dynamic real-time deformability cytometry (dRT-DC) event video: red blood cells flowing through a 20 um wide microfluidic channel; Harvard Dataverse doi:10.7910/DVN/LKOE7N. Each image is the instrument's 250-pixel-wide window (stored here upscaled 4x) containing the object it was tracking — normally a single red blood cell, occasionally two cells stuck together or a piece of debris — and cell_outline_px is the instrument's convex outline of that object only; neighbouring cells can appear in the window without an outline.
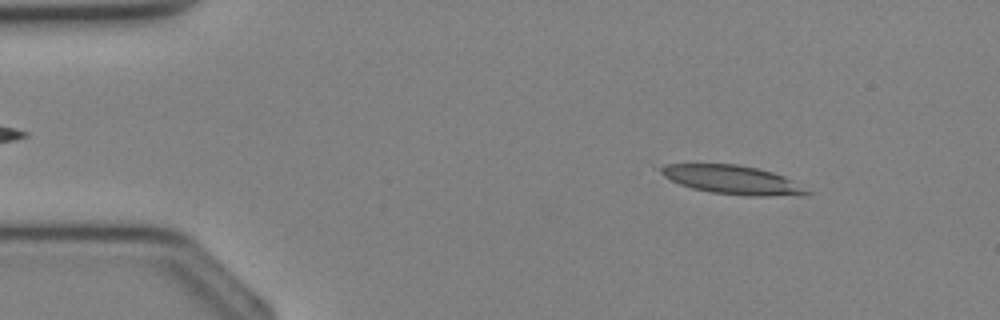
{"species": "Egyptian fruit bat (a non-hibernating species)", "species_latin": "Rousettus aegyptiacus", "temperature_condition": "cold", "stored_images_in_passage": 25, "camera_frame_rate_fps": 3000, "um_per_image_px": 0.085, "animal": {"sex": "female"}, "frame": {"image": 1, "passage_image": 4, "time_ms": 1.0, "image_size_px": [1000, 320], "cell_outline_px": [[816, 192], [804, 196], [748, 196], [712, 192], [692, 188], [680, 184], [664, 176], [660, 172], [660, 168], [668, 164], [736, 164], [756, 168], [772, 172], [784, 176]], "centroid_in_image_um": [62.38, 15.3], "position_along_channel_um": 22.6, "area_um2": 24.57}}
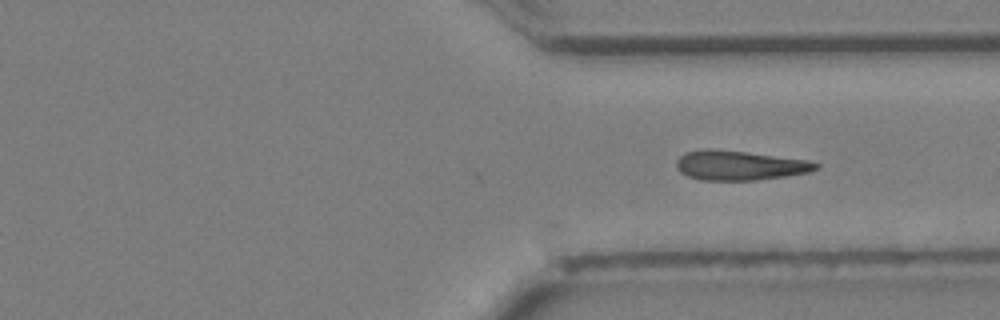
{"frame": {"image": 2, "passage_image": 25, "time_ms": 8.0, "image_size_px": [1000, 320], "cell_outline_px": [[820, 168], [808, 172], [784, 176], [756, 180], [700, 180], [688, 176], [680, 172], [676, 168], [676, 160], [684, 152], [744, 152], [808, 160], [820, 164]], "centroid_in_image_um": [62.92, 14.1], "position_along_channel_um": 348.5, "area_um2": 23.06}}